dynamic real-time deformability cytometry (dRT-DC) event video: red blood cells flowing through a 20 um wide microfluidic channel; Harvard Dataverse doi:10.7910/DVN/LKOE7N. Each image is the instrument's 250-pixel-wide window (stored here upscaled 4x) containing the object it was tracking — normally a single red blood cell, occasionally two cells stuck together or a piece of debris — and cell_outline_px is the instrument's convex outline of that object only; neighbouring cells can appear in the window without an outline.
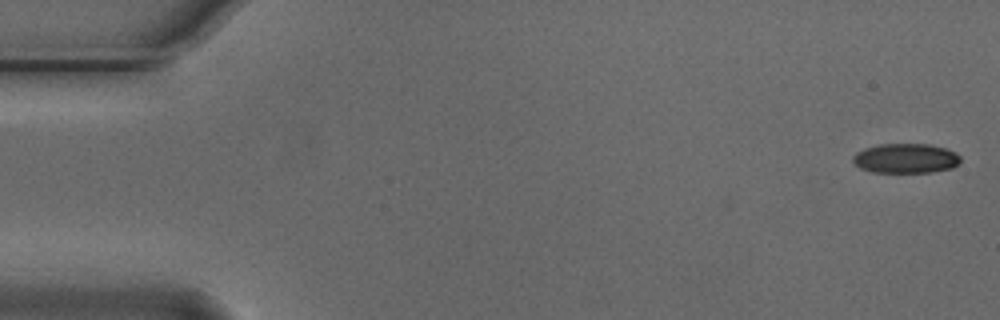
{"species": "Egyptian fruit bat (a non-hibernating species)", "species_latin": "Rousettus aegyptiacus", "temperature_condition": "cold", "stored_images_in_passage": 5, "camera_frame_rate_fps": 3000, "um_per_image_px": 0.085, "animal": {"sex": "male"}, "frame": {"image": 1, "passage_image": 1, "time_ms": 0.0, "image_size_px": [1000, 320], "cell_outline_px": [[960, 160], [952, 168], [932, 172], [872, 172], [860, 168], [852, 160], [852, 156], [856, 152], [864, 148], [880, 144], [928, 144], [944, 148], [956, 152], [960, 156]], "centroid_in_image_um": [76.96, 13.46], "position_along_channel_um": 8.0, "area_um2": 18.55}}
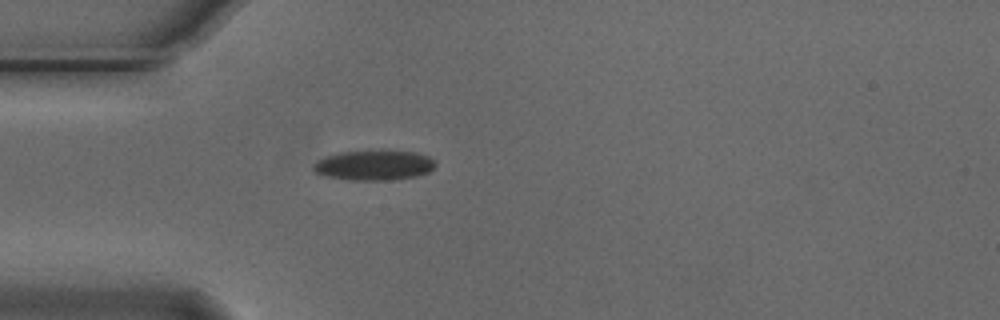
{"frame": {"image": 2, "passage_image": 5, "time_ms": 1.333, "image_size_px": [1000, 320], "cell_outline_px": [[436, 164], [428, 172], [416, 176], [392, 180], [344, 180], [324, 176], [316, 172], [312, 168], [312, 164], [316, 160], [324, 156], [340, 152], [388, 148], [416, 152], [428, 156], [436, 160]], "centroid_in_image_um": [31.78, 14.01], "position_along_channel_um": 53.2, "area_um2": 22.31}}